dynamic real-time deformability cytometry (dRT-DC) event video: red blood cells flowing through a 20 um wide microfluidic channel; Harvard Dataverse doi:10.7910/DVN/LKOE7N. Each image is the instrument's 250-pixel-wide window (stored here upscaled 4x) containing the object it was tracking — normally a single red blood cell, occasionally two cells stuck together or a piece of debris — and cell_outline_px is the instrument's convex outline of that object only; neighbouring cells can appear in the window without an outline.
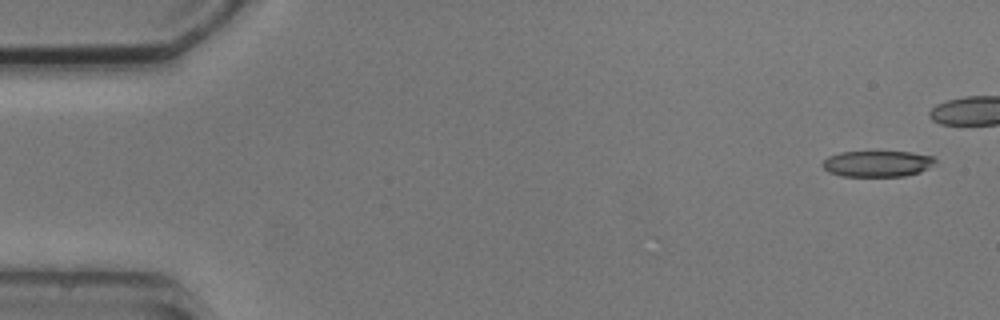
{"species": "common noctule bat (a hibernating species)", "species_latin": "Nyctalus noctula", "temperature_condition": "cold", "stored_images_in_passage": 9, "camera_frame_rate_fps": 3000, "um_per_image_px": 0.085, "animal": {"sex": "male", "body_mass_g": 20.5, "forearm_length_mm": 52.5}, "frame": {"image": 1, "passage_image": 1, "time_ms": 0.0, "image_size_px": [1000, 320], "cell_outline_px": [[936, 164], [920, 172], [904, 176], [840, 176], [828, 172], [820, 164], [828, 156], [840, 152], [912, 152], [932, 156], [936, 160]], "centroid_in_image_um": [74.57, 13.92], "position_along_channel_um": 10.4, "area_um2": 17.22}}